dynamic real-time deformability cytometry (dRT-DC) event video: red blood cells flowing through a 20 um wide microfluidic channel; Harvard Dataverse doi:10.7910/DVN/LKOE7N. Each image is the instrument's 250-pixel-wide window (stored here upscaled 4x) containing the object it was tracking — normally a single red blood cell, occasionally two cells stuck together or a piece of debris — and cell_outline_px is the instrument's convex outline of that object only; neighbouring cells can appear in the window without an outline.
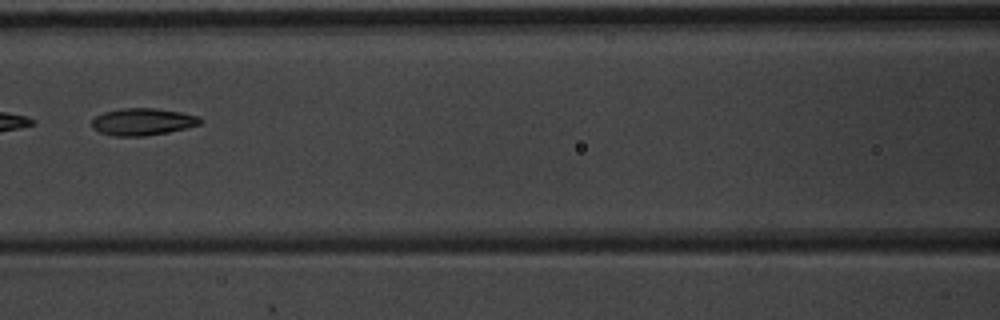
{"species": "common noctule bat (a hibernating species)", "species_latin": "Nyctalus noctula", "temperature_condition": "warm", "stored_images_in_passage": 8, "camera_frame_rate_fps": 3000, "um_per_image_px": 0.085, "animal": {"sex": "male", "body_mass_g": 20.1, "forearm_length_mm": 53.5}, "frame": {"image": 1, "passage_image": 8, "time_ms": 2.333, "image_size_px": [1000, 320], "cell_outline_px": [[204, 120], [200, 124], [168, 132], [144, 136], [112, 136], [100, 132], [92, 128], [92, 120], [96, 116], [104, 112], [120, 108], [152, 108], [180, 112], [200, 116]], "centroid_in_image_um": [12.12, 10.35], "position_along_channel_um": 154.5, "area_um2": 17.11}}